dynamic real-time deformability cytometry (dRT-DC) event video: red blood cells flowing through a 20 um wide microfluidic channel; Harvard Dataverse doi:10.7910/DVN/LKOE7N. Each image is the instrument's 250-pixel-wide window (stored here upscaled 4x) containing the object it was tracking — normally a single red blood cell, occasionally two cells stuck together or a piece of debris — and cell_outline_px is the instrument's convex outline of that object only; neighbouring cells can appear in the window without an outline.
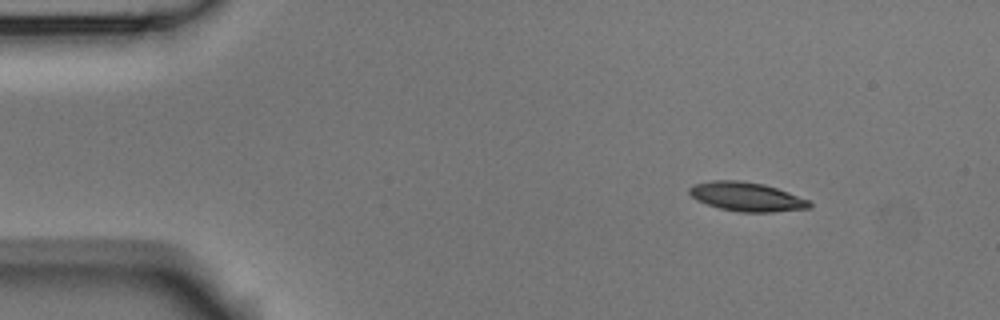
{"species": "Egyptian fruit bat (a non-hibernating species)", "species_latin": "Rousettus aegyptiacus", "temperature_condition": "room temperature", "stored_images_in_passage": 3, "camera_frame_rate_fps": 3000, "um_per_image_px": 0.085, "animal": {"sex": "male"}, "frame": {"image": 1, "passage_image": 1, "time_ms": 0.0, "image_size_px": [1000, 320], "cell_outline_px": [[812, 208], [772, 212], [740, 212], [720, 208], [696, 200], [688, 192], [688, 188], [692, 184], [712, 180], [740, 180], [764, 184], [788, 192], [808, 200], [812, 204]], "centroid_in_image_um": [63.44, 16.71], "position_along_channel_um": 21.6, "area_um2": 20.35}}
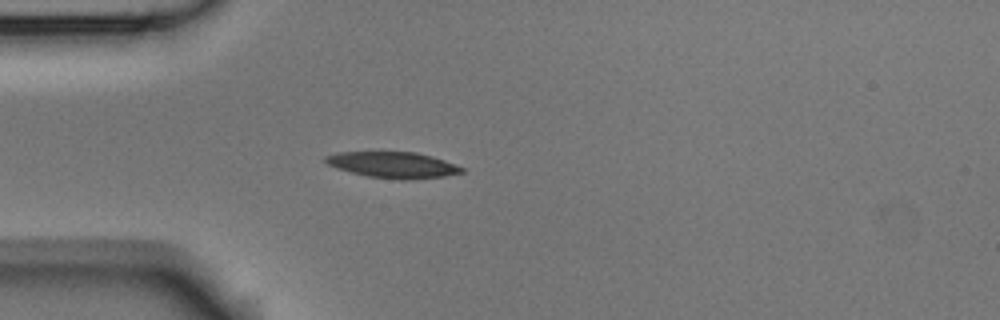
{"frame": {"image": 2, "passage_image": 3, "time_ms": 0.667, "image_size_px": [1000, 320], "cell_outline_px": [[464, 172], [444, 176], [412, 180], [400, 180], [368, 176], [336, 168], [328, 164], [324, 160], [324, 156], [336, 152], [416, 152], [432, 156], [444, 160], [464, 168]], "centroid_in_image_um": [33.4, 14.02], "position_along_channel_um": 51.6, "area_um2": 20.69}}